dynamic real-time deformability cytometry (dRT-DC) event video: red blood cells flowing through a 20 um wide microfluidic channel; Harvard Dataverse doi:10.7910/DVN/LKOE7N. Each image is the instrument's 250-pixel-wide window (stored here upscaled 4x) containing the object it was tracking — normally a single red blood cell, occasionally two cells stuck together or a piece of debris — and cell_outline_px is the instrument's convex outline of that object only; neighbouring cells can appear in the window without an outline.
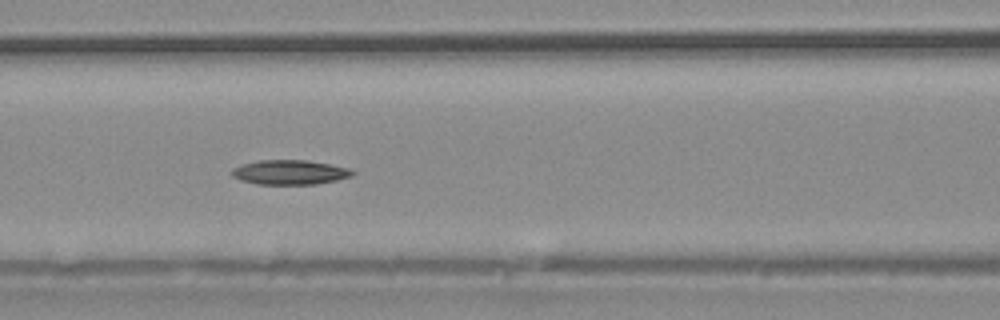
{"species": "common noctule bat (a hibernating species)", "species_latin": "Nyctalus noctula", "temperature_condition": "warm", "stored_images_in_passage": 40, "camera_frame_rate_fps": 3000, "um_per_image_px": 0.085, "animal": {"sex": "male", "body_mass_g": 20.4}, "frame": {"image": 1, "passage_image": 18, "time_ms": 5.667, "image_size_px": [1000, 320], "cell_outline_px": [[356, 172], [352, 176], [336, 180], [316, 184], [256, 184], [240, 180], [232, 176], [232, 168], [240, 164], [256, 160], [308, 160], [352, 168]], "centroid_in_image_um": [24.64, 14.63], "position_along_channel_um": 142.0, "area_um2": 17.51}}
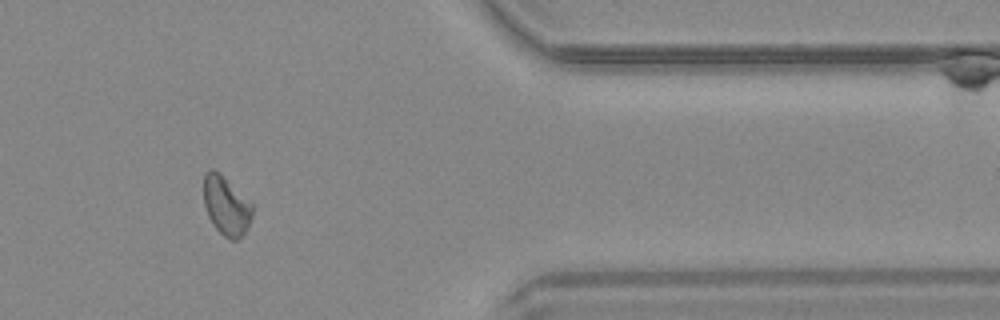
{"frame": {"image": 2, "passage_image": 34, "time_ms": 11.0, "image_size_px": [1000, 320], "cell_outline_px": [[256, 204], [248, 228], [236, 240], [228, 240], [212, 224], [208, 216], [204, 204], [204, 172], [208, 168], [212, 168], [220, 172]], "centroid_in_image_um": [19.27, 17.44], "position_along_channel_um": 392.1, "area_um2": 17.4}}